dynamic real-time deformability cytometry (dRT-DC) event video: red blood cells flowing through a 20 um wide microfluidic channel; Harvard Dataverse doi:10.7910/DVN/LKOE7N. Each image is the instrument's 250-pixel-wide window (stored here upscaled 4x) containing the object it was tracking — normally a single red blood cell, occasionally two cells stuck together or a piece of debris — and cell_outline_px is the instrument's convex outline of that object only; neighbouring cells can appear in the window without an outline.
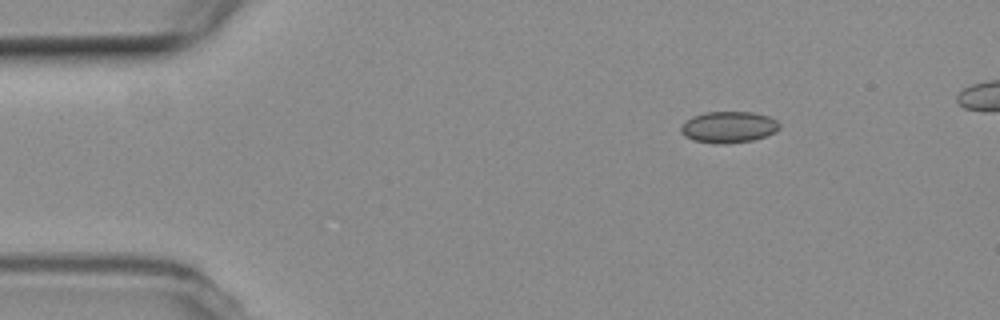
{"species": "common noctule bat (a hibernating species)", "species_latin": "Nyctalus noctula", "temperature_condition": "room temperature", "stored_images_in_passage": 2, "camera_frame_rate_fps": 3000, "um_per_image_px": 0.085, "animal": {"sex": "female", "body_mass_g": 19.3, "forearm_length_mm": 54.1}, "frame": {"image": 1, "passage_image": 2, "time_ms": 2.0, "image_size_px": [1000, 320], "cell_outline_px": [[780, 128], [776, 132], [752, 140], [728, 144], [716, 144], [692, 140], [684, 136], [680, 132], [680, 128], [692, 116], [704, 112], [752, 112], [768, 116], [776, 120], [780, 124]], "centroid_in_image_um": [61.93, 10.81], "position_along_channel_um": 23.1, "area_um2": 18.09}}